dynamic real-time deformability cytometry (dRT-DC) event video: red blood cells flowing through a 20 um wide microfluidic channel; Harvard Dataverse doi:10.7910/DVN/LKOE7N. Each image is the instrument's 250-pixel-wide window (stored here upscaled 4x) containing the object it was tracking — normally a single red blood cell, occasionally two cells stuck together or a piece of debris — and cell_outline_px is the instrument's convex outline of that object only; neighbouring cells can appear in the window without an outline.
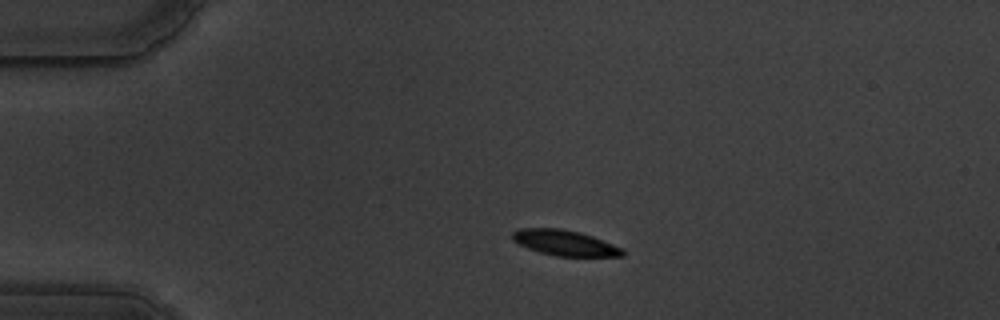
{"species": "common noctule bat (a hibernating species)", "species_latin": "Nyctalus noctula", "temperature_condition": "warm", "stored_images_in_passage": 38, "camera_frame_rate_fps": 3000, "um_per_image_px": 0.085, "animal": {"sex": "male", "body_mass_g": 19.5, "forearm_length_mm": 54.6}, "frame": {"image": 1, "passage_image": 1, "time_ms": 0.0, "image_size_px": [1000, 320], "cell_outline_px": [[624, 256], [556, 256], [540, 252], [528, 248], [512, 240], [512, 232], [516, 228], [560, 228], [580, 232], [592, 236], [624, 248]], "centroid_in_image_um": [48.0, 20.63], "position_along_channel_um": 37.0, "area_um2": 16.42}}
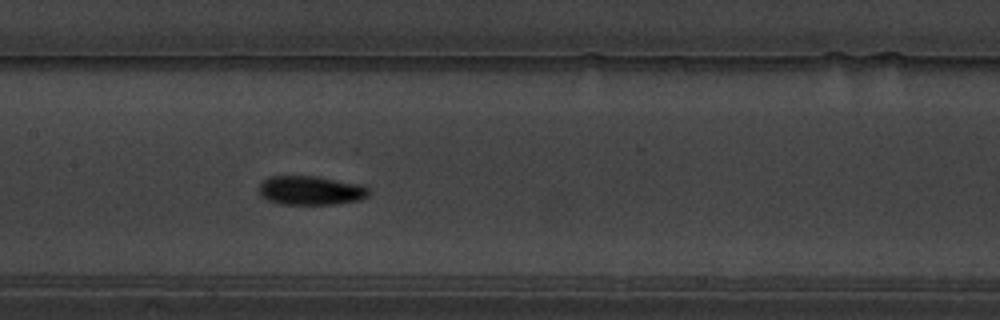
{"frame": {"image": 2, "passage_image": 17, "time_ms": 5.333, "image_size_px": [1000, 320], "cell_outline_px": [[368, 196], [360, 200], [336, 204], [280, 204], [268, 200], [260, 196], [260, 184], [268, 176], [316, 176], [360, 184], [368, 188]], "centroid_in_image_um": [26.4, 16.19], "position_along_channel_um": 181.0, "area_um2": 18.55}}
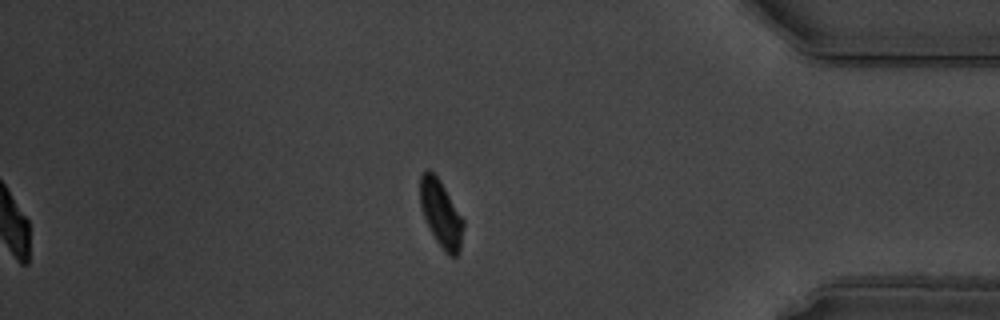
{"frame": {"image": 3, "passage_image": 38, "time_ms": 12.333, "image_size_px": [1000, 320], "cell_outline_px": [[464, 224], [460, 252], [456, 256], [448, 256], [436, 240], [424, 216], [420, 204], [420, 172], [428, 168], [440, 180], [464, 220]], "centroid_in_image_um": [37.49, 18.14], "position_along_channel_um": 397.7, "area_um2": 16.76}, "authors_computed_cell_mechanics": {"area_um2": 18.0336, "velocity_mm_per_s": 3.4916, "shape_relaxation_time_tau1_ms": 2.9032, "shape_relaxation_time_tau2_ms": null, "deformation_change_tau1": 0.1519, "deformation_change_tau2": null}}